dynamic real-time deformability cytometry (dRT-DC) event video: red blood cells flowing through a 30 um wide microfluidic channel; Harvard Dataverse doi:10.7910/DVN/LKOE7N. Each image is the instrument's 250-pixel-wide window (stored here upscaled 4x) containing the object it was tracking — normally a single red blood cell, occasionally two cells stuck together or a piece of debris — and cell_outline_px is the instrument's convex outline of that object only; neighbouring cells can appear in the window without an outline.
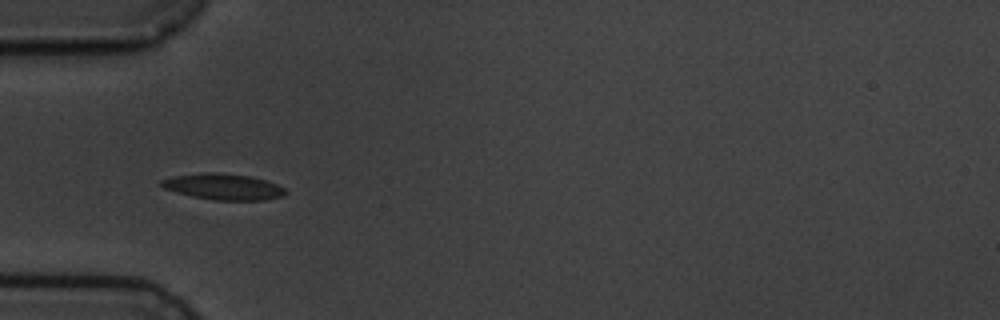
{"species": "common noctule bat (a hibernating species)", "species_latin": "Nyctalus noctula", "temperature_condition": "cold", "stored_images_in_passage": 6, "camera_frame_rate_fps": 3000, "um_per_image_px": 0.085, "animal": {"sex": "male", "body_mass_g": 19.5, "forearm_length_mm": 54.6}, "frame": {"image": 1, "passage_image": 4, "time_ms": 4.667, "image_size_px": [1000, 320], "cell_outline_px": [[288, 192], [284, 196], [264, 200], [212, 200], [192, 196], [176, 192], [164, 188], [160, 184], [160, 180], [172, 176], [208, 172], [216, 172], [248, 176], [268, 180], [284, 188]], "centroid_in_image_um": [19.0, 15.87], "position_along_channel_um": 66.0, "area_um2": 18.9}}
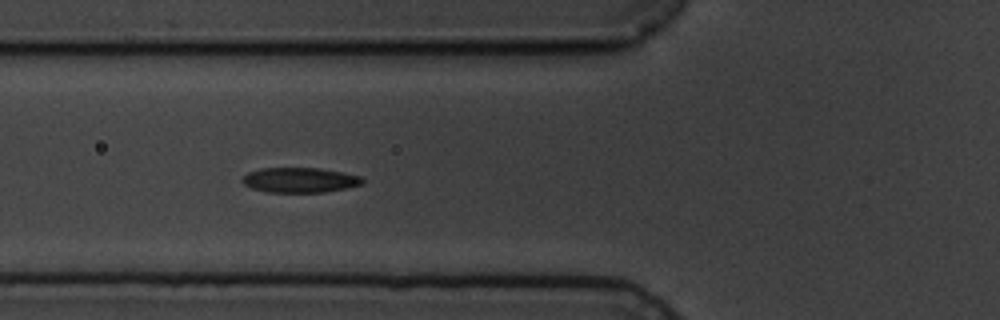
{"frame": {"image": 2, "passage_image": 5, "time_ms": 5.667, "image_size_px": [1000, 320], "cell_outline_px": [[364, 184], [348, 188], [324, 192], [268, 192], [252, 188], [244, 184], [240, 180], [248, 172], [260, 168], [320, 168], [360, 176], [364, 180]], "centroid_in_image_um": [25.49, 15.3], "position_along_channel_um": 100.3, "area_um2": 17.51}}
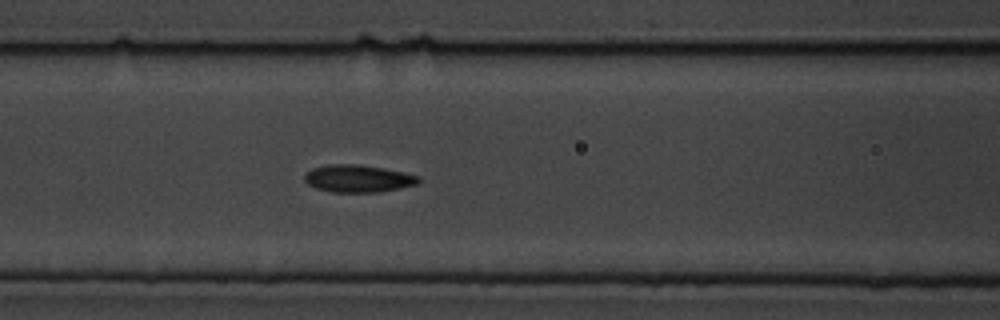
{"frame": {"image": 3, "passage_image": 6, "time_ms": 6.667, "image_size_px": [1000, 320], "cell_outline_px": [[420, 180], [416, 184], [400, 188], [380, 192], [332, 192], [316, 188], [308, 184], [304, 180], [304, 176], [312, 168], [328, 164], [356, 164], [384, 168], [420, 176]], "centroid_in_image_um": [30.42, 15.17], "position_along_channel_um": 136.2, "area_um2": 18.15}}